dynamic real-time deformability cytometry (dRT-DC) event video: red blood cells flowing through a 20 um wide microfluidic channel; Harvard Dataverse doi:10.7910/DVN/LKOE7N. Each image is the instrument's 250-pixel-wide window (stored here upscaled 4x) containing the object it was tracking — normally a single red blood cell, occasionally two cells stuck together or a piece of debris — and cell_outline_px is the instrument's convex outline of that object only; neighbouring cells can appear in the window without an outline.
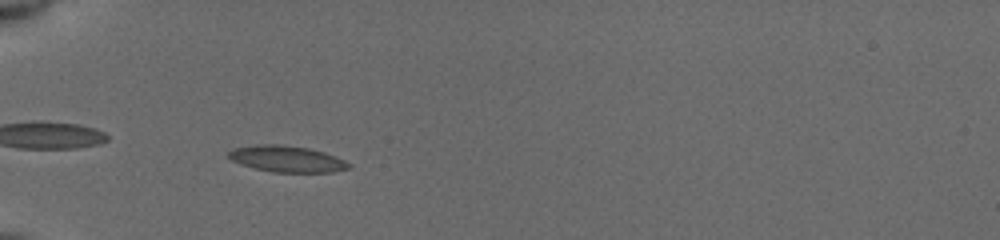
{"species": "common noctule bat (a hibernating species)", "species_latin": "Nyctalus noctula", "temperature_condition": "cold", "stored_images_in_passage": 47, "camera_frame_rate_fps": 3000, "um_per_image_px": 0.085, "animal": {"sex": "female", "body_mass_g": 19.5, "forearm_length_mm": 54.1}, "frame": {"image": 1, "passage_image": 4, "time_ms": 1.0, "image_size_px": [1000, 240], "cell_outline_px": [[352, 164], [348, 168], [332, 172], [272, 172], [240, 164], [232, 160], [228, 156], [228, 152], [232, 148], [256, 144], [280, 144], [308, 148], [324, 152], [336, 156]], "centroid_in_image_um": [24.37, 13.5], "position_along_channel_um": 60.6, "area_um2": 18.44}}
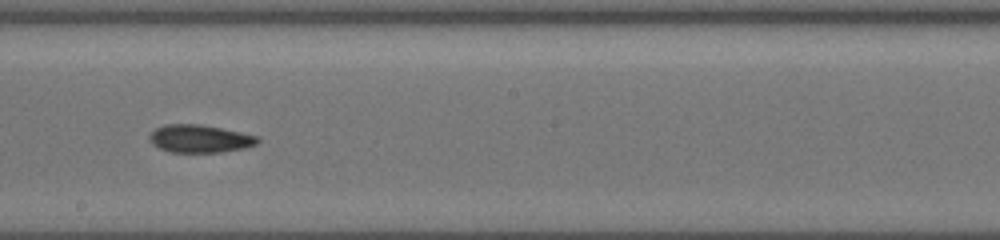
{"frame": {"image": 2, "passage_image": 21, "time_ms": 5.667, "image_size_px": [1000, 240], "cell_outline_px": [[260, 140], [256, 144], [244, 148], [220, 152], [168, 152], [152, 144], [148, 140], [148, 136], [156, 128], [164, 124], [200, 124], [260, 136]], "centroid_in_image_um": [16.96, 11.79], "position_along_channel_um": 231.2, "area_um2": 17.57}}
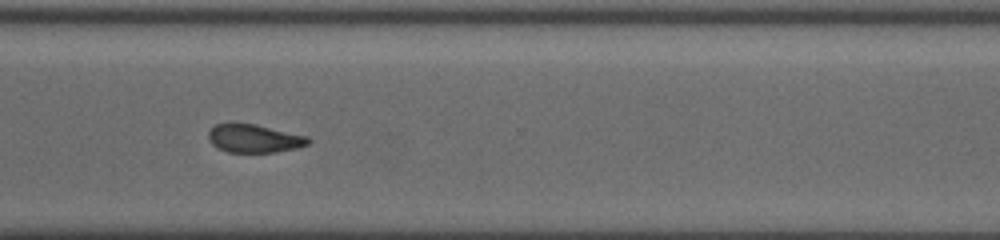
{"frame": {"image": 3, "passage_image": 32, "time_ms": 8.667, "image_size_px": [1000, 240], "cell_outline_px": [[312, 140], [308, 144], [296, 148], [276, 152], [228, 152], [216, 148], [208, 140], [208, 132], [216, 124], [228, 120], [232, 120], [256, 124], [308, 136]], "centroid_in_image_um": [21.55, 11.73], "position_along_channel_um": 349.1, "area_um2": 17.05}, "authors_computed_cell_mechanics": {"area_um2": 17.2244, "velocity_mm_per_s": 3.9422, "shape_relaxation_time_tau1_ms": 4.7649, "shape_relaxation_time_tau2_ms": null, "deformation_change_tau1": 0.1293, "deformation_change_tau2": null}}